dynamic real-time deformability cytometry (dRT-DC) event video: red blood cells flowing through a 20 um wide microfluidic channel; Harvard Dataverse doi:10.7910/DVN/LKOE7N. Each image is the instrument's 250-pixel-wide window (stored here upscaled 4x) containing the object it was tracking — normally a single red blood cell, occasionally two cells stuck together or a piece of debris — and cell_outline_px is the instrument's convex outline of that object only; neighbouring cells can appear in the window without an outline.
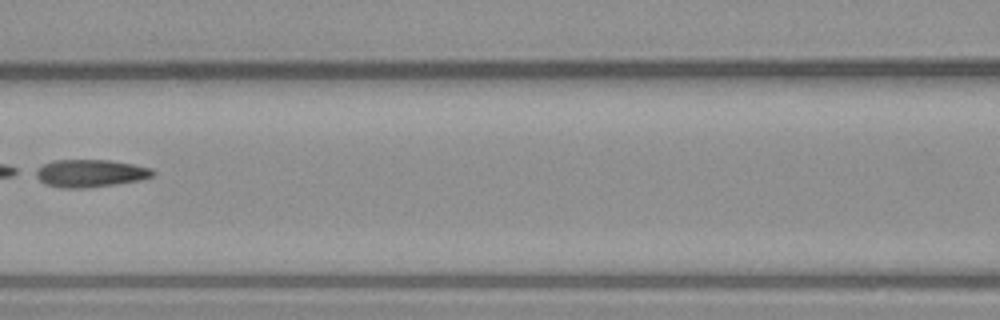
{"species": "common noctule bat (a hibernating species)", "species_latin": "Nyctalus noctula", "temperature_condition": "warm", "stored_images_in_passage": 8, "segment_of_instrument_passage": [1, 2], "camera_frame_rate_fps": 3000, "um_per_image_px": 0.085, "animal": {"sex": "male", "body_mass_g": 23.1, "forearm_length_mm": 52.7}, "frame": {"image": 1, "passage_image": 7, "time_ms": 7.0, "image_size_px": [1000, 320], "cell_outline_px": [[156, 172], [152, 176], [140, 180], [84, 188], [60, 188], [44, 184], [28, 172], [52, 160], [112, 160], [152, 168]], "centroid_in_image_um": [7.57, 14.72], "position_along_channel_um": 159.0, "area_um2": 19.13}}